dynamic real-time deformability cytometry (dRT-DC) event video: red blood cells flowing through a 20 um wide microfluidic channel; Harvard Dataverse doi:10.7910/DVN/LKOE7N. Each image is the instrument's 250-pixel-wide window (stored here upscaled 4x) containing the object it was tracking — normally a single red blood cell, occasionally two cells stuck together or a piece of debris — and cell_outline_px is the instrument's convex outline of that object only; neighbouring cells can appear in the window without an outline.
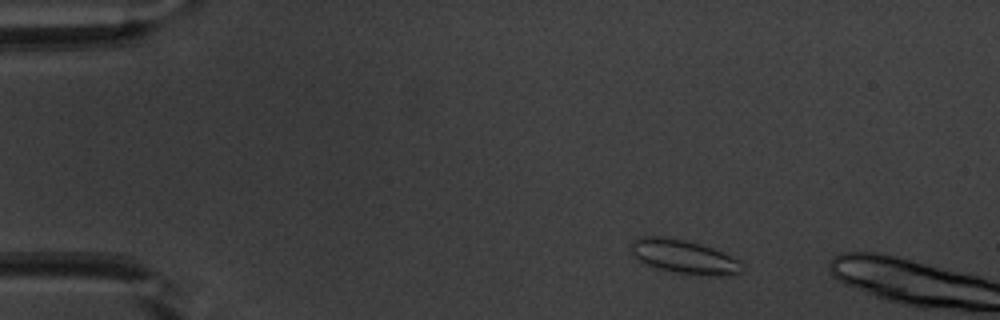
{"species": "common noctule bat (a hibernating species)", "species_latin": "Nyctalus noctula", "temperature_condition": "warm", "stored_images_in_passage": 4, "camera_frame_rate_fps": 3000, "um_per_image_px": 0.085, "animal": {"sex": "male", "body_mass_g": 20.1, "forearm_length_mm": 53.5}, "frame": {"image": 1, "passage_image": 1, "time_ms": 0.0, "image_size_px": [1000, 320], "cell_outline_px": [[744, 272], [720, 276], [676, 272], [656, 268], [640, 260], [632, 252], [632, 240], [640, 236], [664, 236], [684, 240], [700, 244], [712, 248], [732, 256], [740, 260], [744, 264]], "centroid_in_image_um": [58.19, 21.81], "position_along_channel_um": 26.8, "area_um2": 21.68}}